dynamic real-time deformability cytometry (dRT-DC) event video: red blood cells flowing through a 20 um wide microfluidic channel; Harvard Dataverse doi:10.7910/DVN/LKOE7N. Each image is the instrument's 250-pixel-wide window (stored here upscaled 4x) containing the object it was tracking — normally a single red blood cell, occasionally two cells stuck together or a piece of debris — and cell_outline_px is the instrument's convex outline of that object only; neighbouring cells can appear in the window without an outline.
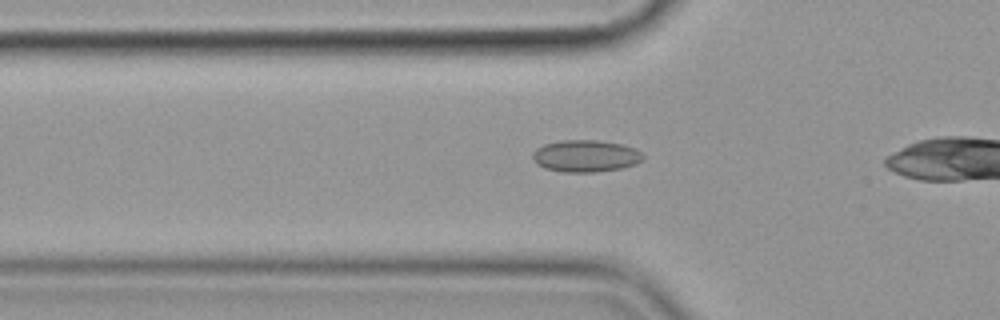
{"species": "common noctule bat (a hibernating species)", "species_latin": "Nyctalus noctula", "temperature_condition": "cold", "stored_images_in_passage": 38, "camera_frame_rate_fps": 3000, "um_per_image_px": 0.085, "animal": {"sex": "female", "body_mass_g": 19.9}, "frame": {"image": 1, "passage_image": 8, "time_ms": 2.333, "image_size_px": [1000, 320], "cell_outline_px": [[644, 156], [636, 164], [620, 168], [596, 172], [564, 172], [544, 168], [536, 164], [532, 160], [532, 152], [536, 148], [544, 144], [560, 140], [596, 140], [620, 144], [636, 148]], "centroid_in_image_um": [49.73, 13.26], "position_along_channel_um": 76.1, "area_um2": 20.63}}
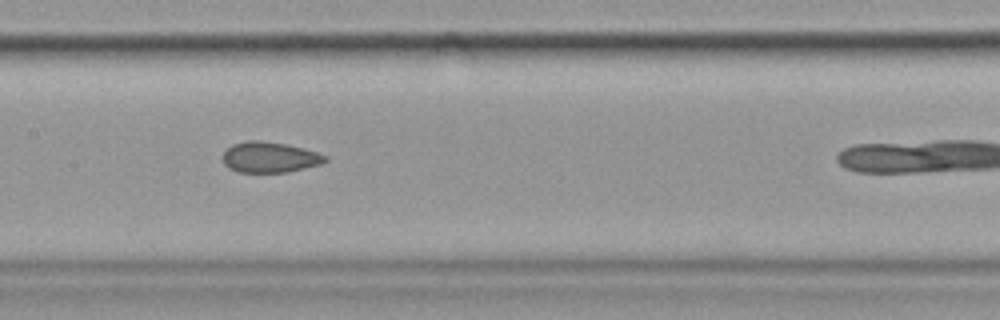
{"frame": {"image": 2, "passage_image": 17, "time_ms": 5.333, "image_size_px": [1000, 320], "cell_outline_px": [[328, 160], [320, 164], [288, 172], [240, 172], [228, 168], [224, 164], [220, 156], [232, 144], [248, 140], [260, 140], [284, 144], [316, 152], [328, 156]], "centroid_in_image_um": [22.88, 13.37], "position_along_channel_um": 184.5, "area_um2": 18.26}}
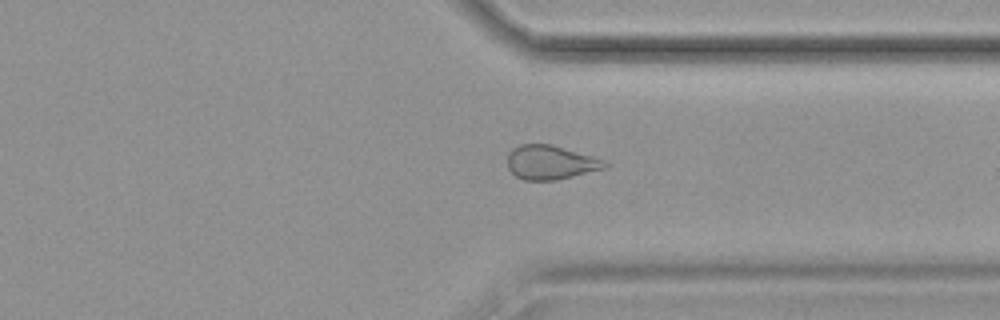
{"frame": {"image": 3, "passage_image": 32, "time_ms": 10.333, "image_size_px": [1000, 320], "cell_outline_px": [[608, 164], [604, 168], [556, 180], [524, 180], [516, 176], [508, 168], [508, 152], [512, 148], [520, 144], [552, 144], [592, 156], [604, 160]], "centroid_in_image_um": [46.76, 13.79], "position_along_channel_um": 364.6, "area_um2": 19.19}, "authors_computed_cell_mechanics": {"area_um2": 19.1029, "velocity_mm_per_s": 3.6021, "shape_relaxation_time_tau1_ms": null, "shape_relaxation_time_tau2_ms": 2.3336, "deformation_change_tau1": null, "deformation_change_tau2": 0.0874}}